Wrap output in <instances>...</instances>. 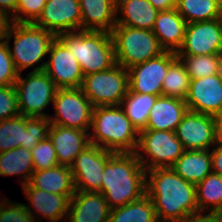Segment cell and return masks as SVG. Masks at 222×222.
I'll list each match as a JSON object with an SVG mask.
<instances>
[{"instance_id":"1","label":"cell","mask_w":222,"mask_h":222,"mask_svg":"<svg viewBox=\"0 0 222 222\" xmlns=\"http://www.w3.org/2000/svg\"><path fill=\"white\" fill-rule=\"evenodd\" d=\"M145 187L159 222H176L199 212L195 184L183 179L171 167L146 171Z\"/></svg>"},{"instance_id":"2","label":"cell","mask_w":222,"mask_h":222,"mask_svg":"<svg viewBox=\"0 0 222 222\" xmlns=\"http://www.w3.org/2000/svg\"><path fill=\"white\" fill-rule=\"evenodd\" d=\"M102 178L100 193L110 209L124 206L146 194V170L135 152L113 153Z\"/></svg>"},{"instance_id":"3","label":"cell","mask_w":222,"mask_h":222,"mask_svg":"<svg viewBox=\"0 0 222 222\" xmlns=\"http://www.w3.org/2000/svg\"><path fill=\"white\" fill-rule=\"evenodd\" d=\"M91 129L89 140L92 145L114 153L137 149L139 133L120 105L94 107Z\"/></svg>"},{"instance_id":"4","label":"cell","mask_w":222,"mask_h":222,"mask_svg":"<svg viewBox=\"0 0 222 222\" xmlns=\"http://www.w3.org/2000/svg\"><path fill=\"white\" fill-rule=\"evenodd\" d=\"M57 38L78 60L83 76L104 71L116 65L111 33L77 30L61 33Z\"/></svg>"},{"instance_id":"5","label":"cell","mask_w":222,"mask_h":222,"mask_svg":"<svg viewBox=\"0 0 222 222\" xmlns=\"http://www.w3.org/2000/svg\"><path fill=\"white\" fill-rule=\"evenodd\" d=\"M14 38L13 49L9 45ZM57 36L49 30L35 26L33 23H15L10 21L4 40L8 44L10 56L17 72L34 67L48 55L51 43Z\"/></svg>"},{"instance_id":"6","label":"cell","mask_w":222,"mask_h":222,"mask_svg":"<svg viewBox=\"0 0 222 222\" xmlns=\"http://www.w3.org/2000/svg\"><path fill=\"white\" fill-rule=\"evenodd\" d=\"M116 64L129 69L159 56L165 50L152 30L115 25L111 31Z\"/></svg>"},{"instance_id":"7","label":"cell","mask_w":222,"mask_h":222,"mask_svg":"<svg viewBox=\"0 0 222 222\" xmlns=\"http://www.w3.org/2000/svg\"><path fill=\"white\" fill-rule=\"evenodd\" d=\"M184 151L175 132L143 130L139 132L135 154L144 169L148 171L155 168L172 167ZM145 155H148L149 159H146Z\"/></svg>"},{"instance_id":"8","label":"cell","mask_w":222,"mask_h":222,"mask_svg":"<svg viewBox=\"0 0 222 222\" xmlns=\"http://www.w3.org/2000/svg\"><path fill=\"white\" fill-rule=\"evenodd\" d=\"M81 89L94 107L120 105L129 89L128 70L116 64L110 69L86 75Z\"/></svg>"},{"instance_id":"9","label":"cell","mask_w":222,"mask_h":222,"mask_svg":"<svg viewBox=\"0 0 222 222\" xmlns=\"http://www.w3.org/2000/svg\"><path fill=\"white\" fill-rule=\"evenodd\" d=\"M57 89L44 71H31L25 78L20 73L15 82L20 115L48 118V113L42 111L53 103Z\"/></svg>"},{"instance_id":"10","label":"cell","mask_w":222,"mask_h":222,"mask_svg":"<svg viewBox=\"0 0 222 222\" xmlns=\"http://www.w3.org/2000/svg\"><path fill=\"white\" fill-rule=\"evenodd\" d=\"M50 120L47 117L18 115L0 122V153L17 147L31 151L39 141L48 137Z\"/></svg>"},{"instance_id":"11","label":"cell","mask_w":222,"mask_h":222,"mask_svg":"<svg viewBox=\"0 0 222 222\" xmlns=\"http://www.w3.org/2000/svg\"><path fill=\"white\" fill-rule=\"evenodd\" d=\"M52 104L55 114L48 117L51 124L90 130L94 106L81 88L57 89Z\"/></svg>"},{"instance_id":"12","label":"cell","mask_w":222,"mask_h":222,"mask_svg":"<svg viewBox=\"0 0 222 222\" xmlns=\"http://www.w3.org/2000/svg\"><path fill=\"white\" fill-rule=\"evenodd\" d=\"M48 54L49 60L41 62L33 72L44 71L58 89L81 88L84 76L78 60L57 37L51 43Z\"/></svg>"},{"instance_id":"13","label":"cell","mask_w":222,"mask_h":222,"mask_svg":"<svg viewBox=\"0 0 222 222\" xmlns=\"http://www.w3.org/2000/svg\"><path fill=\"white\" fill-rule=\"evenodd\" d=\"M113 153L90 144L77 155L70 166L76 191L100 193L105 165Z\"/></svg>"},{"instance_id":"14","label":"cell","mask_w":222,"mask_h":222,"mask_svg":"<svg viewBox=\"0 0 222 222\" xmlns=\"http://www.w3.org/2000/svg\"><path fill=\"white\" fill-rule=\"evenodd\" d=\"M177 58L176 52L164 51L128 69L129 90L136 93L162 96V83L169 65Z\"/></svg>"},{"instance_id":"15","label":"cell","mask_w":222,"mask_h":222,"mask_svg":"<svg viewBox=\"0 0 222 222\" xmlns=\"http://www.w3.org/2000/svg\"><path fill=\"white\" fill-rule=\"evenodd\" d=\"M175 134L185 150H209L218 140L216 118L188 110Z\"/></svg>"},{"instance_id":"16","label":"cell","mask_w":222,"mask_h":222,"mask_svg":"<svg viewBox=\"0 0 222 222\" xmlns=\"http://www.w3.org/2000/svg\"><path fill=\"white\" fill-rule=\"evenodd\" d=\"M222 53V18L187 23L185 39L177 55Z\"/></svg>"},{"instance_id":"17","label":"cell","mask_w":222,"mask_h":222,"mask_svg":"<svg viewBox=\"0 0 222 222\" xmlns=\"http://www.w3.org/2000/svg\"><path fill=\"white\" fill-rule=\"evenodd\" d=\"M81 19L79 0H52L45 4L33 24L57 36L64 32L81 30Z\"/></svg>"},{"instance_id":"18","label":"cell","mask_w":222,"mask_h":222,"mask_svg":"<svg viewBox=\"0 0 222 222\" xmlns=\"http://www.w3.org/2000/svg\"><path fill=\"white\" fill-rule=\"evenodd\" d=\"M185 103L189 111L216 117L222 111V81L216 74L190 79Z\"/></svg>"},{"instance_id":"19","label":"cell","mask_w":222,"mask_h":222,"mask_svg":"<svg viewBox=\"0 0 222 222\" xmlns=\"http://www.w3.org/2000/svg\"><path fill=\"white\" fill-rule=\"evenodd\" d=\"M21 187L27 200L30 202V206H32L30 208L28 204H25V207L30 215L35 220L37 219L36 222L39 221L38 217L40 214L41 218H46L49 222H62L64 218L67 219L69 202L73 195L48 193L47 191L33 187L30 183Z\"/></svg>"},{"instance_id":"20","label":"cell","mask_w":222,"mask_h":222,"mask_svg":"<svg viewBox=\"0 0 222 222\" xmlns=\"http://www.w3.org/2000/svg\"><path fill=\"white\" fill-rule=\"evenodd\" d=\"M48 137L56 151L59 165L70 167L77 155L90 145L89 131L50 125Z\"/></svg>"},{"instance_id":"21","label":"cell","mask_w":222,"mask_h":222,"mask_svg":"<svg viewBox=\"0 0 222 222\" xmlns=\"http://www.w3.org/2000/svg\"><path fill=\"white\" fill-rule=\"evenodd\" d=\"M187 22L176 8L159 11L152 32L165 51L178 52L185 39Z\"/></svg>"},{"instance_id":"22","label":"cell","mask_w":222,"mask_h":222,"mask_svg":"<svg viewBox=\"0 0 222 222\" xmlns=\"http://www.w3.org/2000/svg\"><path fill=\"white\" fill-rule=\"evenodd\" d=\"M81 30L111 33L116 25V0H79Z\"/></svg>"},{"instance_id":"23","label":"cell","mask_w":222,"mask_h":222,"mask_svg":"<svg viewBox=\"0 0 222 222\" xmlns=\"http://www.w3.org/2000/svg\"><path fill=\"white\" fill-rule=\"evenodd\" d=\"M185 100L159 96L150 110L145 130H163L175 132L177 125L187 113Z\"/></svg>"},{"instance_id":"24","label":"cell","mask_w":222,"mask_h":222,"mask_svg":"<svg viewBox=\"0 0 222 222\" xmlns=\"http://www.w3.org/2000/svg\"><path fill=\"white\" fill-rule=\"evenodd\" d=\"M158 13L148 0H116V25L152 30Z\"/></svg>"},{"instance_id":"25","label":"cell","mask_w":222,"mask_h":222,"mask_svg":"<svg viewBox=\"0 0 222 222\" xmlns=\"http://www.w3.org/2000/svg\"><path fill=\"white\" fill-rule=\"evenodd\" d=\"M29 183L48 193L74 195L76 191L71 169L65 165L34 171Z\"/></svg>"},{"instance_id":"26","label":"cell","mask_w":222,"mask_h":222,"mask_svg":"<svg viewBox=\"0 0 222 222\" xmlns=\"http://www.w3.org/2000/svg\"><path fill=\"white\" fill-rule=\"evenodd\" d=\"M171 168L196 185L212 172L210 150H185Z\"/></svg>"},{"instance_id":"27","label":"cell","mask_w":222,"mask_h":222,"mask_svg":"<svg viewBox=\"0 0 222 222\" xmlns=\"http://www.w3.org/2000/svg\"><path fill=\"white\" fill-rule=\"evenodd\" d=\"M34 172L32 153L23 147H17L0 153V176L19 175L24 180L21 186L30 182ZM21 174V175H20Z\"/></svg>"},{"instance_id":"28","label":"cell","mask_w":222,"mask_h":222,"mask_svg":"<svg viewBox=\"0 0 222 222\" xmlns=\"http://www.w3.org/2000/svg\"><path fill=\"white\" fill-rule=\"evenodd\" d=\"M158 97L151 94L132 92L128 89L120 106L138 133L146 129L150 110Z\"/></svg>"},{"instance_id":"29","label":"cell","mask_w":222,"mask_h":222,"mask_svg":"<svg viewBox=\"0 0 222 222\" xmlns=\"http://www.w3.org/2000/svg\"><path fill=\"white\" fill-rule=\"evenodd\" d=\"M108 222H159L153 201L145 194L140 199L110 210Z\"/></svg>"},{"instance_id":"30","label":"cell","mask_w":222,"mask_h":222,"mask_svg":"<svg viewBox=\"0 0 222 222\" xmlns=\"http://www.w3.org/2000/svg\"><path fill=\"white\" fill-rule=\"evenodd\" d=\"M176 9L187 23L222 18V0H176Z\"/></svg>"},{"instance_id":"31","label":"cell","mask_w":222,"mask_h":222,"mask_svg":"<svg viewBox=\"0 0 222 222\" xmlns=\"http://www.w3.org/2000/svg\"><path fill=\"white\" fill-rule=\"evenodd\" d=\"M199 212L216 213L222 210V176L211 172L195 185Z\"/></svg>"},{"instance_id":"32","label":"cell","mask_w":222,"mask_h":222,"mask_svg":"<svg viewBox=\"0 0 222 222\" xmlns=\"http://www.w3.org/2000/svg\"><path fill=\"white\" fill-rule=\"evenodd\" d=\"M190 85V77L180 58H176L168 68L162 83V96L185 100Z\"/></svg>"},{"instance_id":"33","label":"cell","mask_w":222,"mask_h":222,"mask_svg":"<svg viewBox=\"0 0 222 222\" xmlns=\"http://www.w3.org/2000/svg\"><path fill=\"white\" fill-rule=\"evenodd\" d=\"M220 55H177V57L184 63L190 79H199L216 74Z\"/></svg>"},{"instance_id":"34","label":"cell","mask_w":222,"mask_h":222,"mask_svg":"<svg viewBox=\"0 0 222 222\" xmlns=\"http://www.w3.org/2000/svg\"><path fill=\"white\" fill-rule=\"evenodd\" d=\"M34 171H42L58 166L56 151L52 141L47 137L31 149Z\"/></svg>"},{"instance_id":"35","label":"cell","mask_w":222,"mask_h":222,"mask_svg":"<svg viewBox=\"0 0 222 222\" xmlns=\"http://www.w3.org/2000/svg\"><path fill=\"white\" fill-rule=\"evenodd\" d=\"M45 4V0H17L16 12L10 16L9 21L34 23L40 16Z\"/></svg>"},{"instance_id":"36","label":"cell","mask_w":222,"mask_h":222,"mask_svg":"<svg viewBox=\"0 0 222 222\" xmlns=\"http://www.w3.org/2000/svg\"><path fill=\"white\" fill-rule=\"evenodd\" d=\"M0 222H36L23 203L0 200Z\"/></svg>"},{"instance_id":"37","label":"cell","mask_w":222,"mask_h":222,"mask_svg":"<svg viewBox=\"0 0 222 222\" xmlns=\"http://www.w3.org/2000/svg\"><path fill=\"white\" fill-rule=\"evenodd\" d=\"M18 75L10 56L8 44L2 40L0 42V86L15 85Z\"/></svg>"},{"instance_id":"38","label":"cell","mask_w":222,"mask_h":222,"mask_svg":"<svg viewBox=\"0 0 222 222\" xmlns=\"http://www.w3.org/2000/svg\"><path fill=\"white\" fill-rule=\"evenodd\" d=\"M20 115L15 85L0 86V120Z\"/></svg>"},{"instance_id":"39","label":"cell","mask_w":222,"mask_h":222,"mask_svg":"<svg viewBox=\"0 0 222 222\" xmlns=\"http://www.w3.org/2000/svg\"><path fill=\"white\" fill-rule=\"evenodd\" d=\"M216 147L210 150L212 172L222 176V140H217Z\"/></svg>"},{"instance_id":"40","label":"cell","mask_w":222,"mask_h":222,"mask_svg":"<svg viewBox=\"0 0 222 222\" xmlns=\"http://www.w3.org/2000/svg\"><path fill=\"white\" fill-rule=\"evenodd\" d=\"M176 222H217L215 213H204L198 212L190 215H186L179 221Z\"/></svg>"},{"instance_id":"41","label":"cell","mask_w":222,"mask_h":222,"mask_svg":"<svg viewBox=\"0 0 222 222\" xmlns=\"http://www.w3.org/2000/svg\"><path fill=\"white\" fill-rule=\"evenodd\" d=\"M17 0H0V13L8 19L16 12ZM9 13H11L9 15Z\"/></svg>"},{"instance_id":"42","label":"cell","mask_w":222,"mask_h":222,"mask_svg":"<svg viewBox=\"0 0 222 222\" xmlns=\"http://www.w3.org/2000/svg\"><path fill=\"white\" fill-rule=\"evenodd\" d=\"M159 11L176 8V0H148Z\"/></svg>"},{"instance_id":"43","label":"cell","mask_w":222,"mask_h":222,"mask_svg":"<svg viewBox=\"0 0 222 222\" xmlns=\"http://www.w3.org/2000/svg\"><path fill=\"white\" fill-rule=\"evenodd\" d=\"M9 22V19L5 15L0 13V42L4 40L5 31Z\"/></svg>"},{"instance_id":"44","label":"cell","mask_w":222,"mask_h":222,"mask_svg":"<svg viewBox=\"0 0 222 222\" xmlns=\"http://www.w3.org/2000/svg\"><path fill=\"white\" fill-rule=\"evenodd\" d=\"M217 127V137L222 140V111L215 117Z\"/></svg>"},{"instance_id":"45","label":"cell","mask_w":222,"mask_h":222,"mask_svg":"<svg viewBox=\"0 0 222 222\" xmlns=\"http://www.w3.org/2000/svg\"><path fill=\"white\" fill-rule=\"evenodd\" d=\"M216 75L222 81V53H221V55L219 57V62H218V67H217Z\"/></svg>"},{"instance_id":"46","label":"cell","mask_w":222,"mask_h":222,"mask_svg":"<svg viewBox=\"0 0 222 222\" xmlns=\"http://www.w3.org/2000/svg\"><path fill=\"white\" fill-rule=\"evenodd\" d=\"M217 217V222H222V210H219L215 213Z\"/></svg>"}]
</instances>
